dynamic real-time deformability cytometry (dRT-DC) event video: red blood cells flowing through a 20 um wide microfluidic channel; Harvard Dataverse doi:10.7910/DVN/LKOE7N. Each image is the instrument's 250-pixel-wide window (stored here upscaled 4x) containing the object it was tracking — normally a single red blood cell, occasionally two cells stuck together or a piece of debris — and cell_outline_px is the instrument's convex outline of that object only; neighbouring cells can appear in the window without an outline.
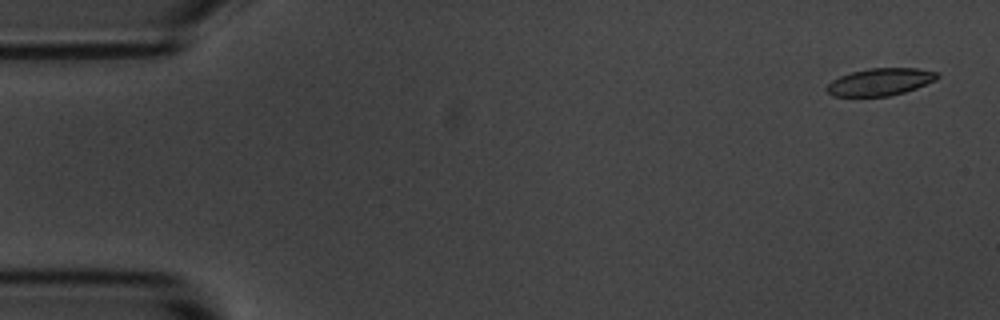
{"species": "common noctule bat (a hibernating species)", "species_latin": "Nyctalus noctula", "temperature_condition": "room temperature", "stored_images_in_passage": 6, "camera_frame_rate_fps": 3000, "um_per_image_px": 0.085, "animal": {"sex": "male", "body_mass_g": 20.1, "forearm_length_mm": 53.5}, "frame": {"image": 1, "passage_image": 1, "time_ms": 0.0, "image_size_px": [1000, 320], "cell_outline_px": [[940, 76], [936, 80], [916, 88], [904, 92], [888, 96], [832, 96], [824, 88], [832, 80], [840, 76], [852, 72], [868, 68], [916, 68], [940, 72]], "centroid_in_image_um": [74.83, 6.95], "position_along_channel_um": 10.2, "area_um2": 17.63}}
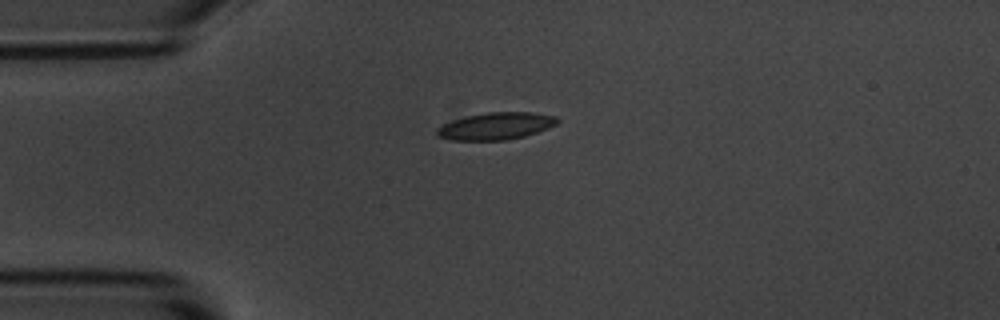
{"frame": {"image": 2, "passage_image": 4, "time_ms": 3.667, "image_size_px": [1000, 320], "cell_outline_px": [[560, 120], [556, 124], [548, 128], [524, 136], [504, 140], [448, 140], [436, 136], [436, 128], [452, 120], [464, 116], [488, 112], [532, 112], [556, 116]], "centroid_in_image_um": [42.12, 10.71], "position_along_channel_um": 42.9, "area_um2": 19.13}}